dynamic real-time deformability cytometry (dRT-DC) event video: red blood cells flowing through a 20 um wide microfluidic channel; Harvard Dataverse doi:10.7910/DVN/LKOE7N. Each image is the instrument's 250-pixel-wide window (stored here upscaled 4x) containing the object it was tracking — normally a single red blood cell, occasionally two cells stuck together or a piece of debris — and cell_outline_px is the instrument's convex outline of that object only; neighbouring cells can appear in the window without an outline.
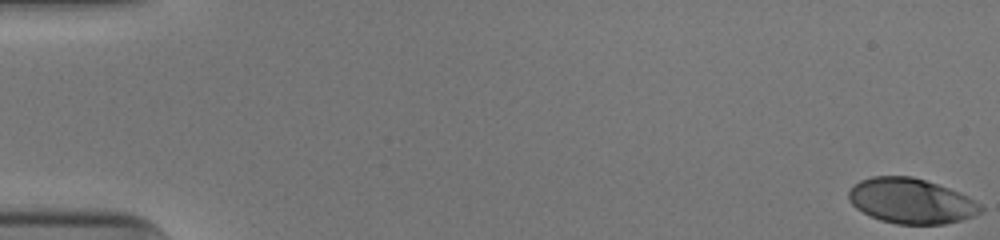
{"species": "human", "species_latin": "Homo sapiens", "temperature_condition": "cold", "stored_images_in_passage": 53, "camera_frame_rate_fps": 3000, "um_per_image_px": 0.085, "donor": {"sex": "male"}, "frame": {"image": 1, "passage_image": 1, "time_ms": 0.0, "image_size_px": [1000, 240], "cell_outline_px": [[984, 212], [964, 220], [944, 224], [896, 224], [880, 220], [856, 208], [848, 200], [848, 192], [852, 184], [860, 180], [872, 176], [912, 176], [960, 192], [968, 196], [980, 204], [984, 208]], "centroid_in_image_um": [77.46, 17.08], "position_along_channel_um": 7.5, "area_um2": 34.97}}
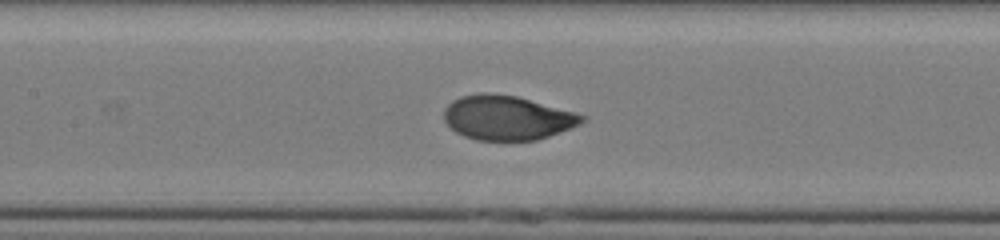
{"frame": {"image": 2, "passage_image": 26, "time_ms": 8.333, "image_size_px": [1000, 240], "cell_outline_px": [[588, 120], [572, 128], [536, 140], [476, 140], [464, 136], [456, 132], [444, 120], [444, 108], [452, 100], [460, 96], [484, 92], [488, 92], [516, 96], [576, 112], [588, 116]], "centroid_in_image_um": [43.13, 10.0], "position_along_channel_um": 164.3, "area_um2": 35.89}}
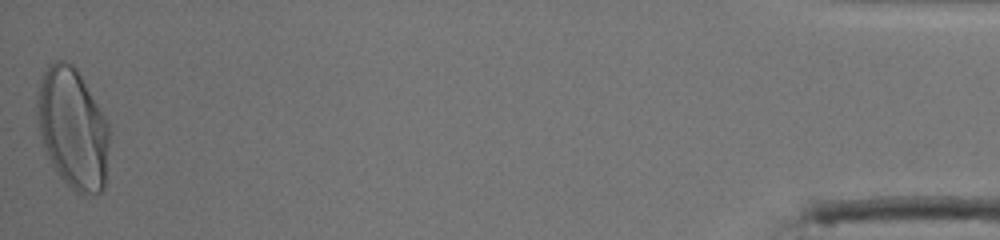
{"frame": {"image": 3, "passage_image": 53, "time_ms": 17.333, "image_size_px": [1000, 240], "cell_outline_px": [[108, 144], [104, 188], [100, 192], [84, 196], [80, 196], [60, 176], [52, 164], [44, 148], [36, 116], [36, 100], [40, 84], [44, 72], [48, 64], [56, 60], [64, 60], [72, 64], [76, 68], [104, 116], [108, 124]], "centroid_in_image_um": [6.16, 10.91], "position_along_channel_um": 429.0, "area_um2": 50.23}, "authors_computed_cell_mechanics": {"area_um2": 35.547, "velocity_mm_per_s": 3.9213, "shape_relaxation_time_tau1_ms": 3.1554, "shape_relaxation_time_tau2_ms": null, "deformation_change_tau1": 0.1693, "deformation_change_tau2": null}}